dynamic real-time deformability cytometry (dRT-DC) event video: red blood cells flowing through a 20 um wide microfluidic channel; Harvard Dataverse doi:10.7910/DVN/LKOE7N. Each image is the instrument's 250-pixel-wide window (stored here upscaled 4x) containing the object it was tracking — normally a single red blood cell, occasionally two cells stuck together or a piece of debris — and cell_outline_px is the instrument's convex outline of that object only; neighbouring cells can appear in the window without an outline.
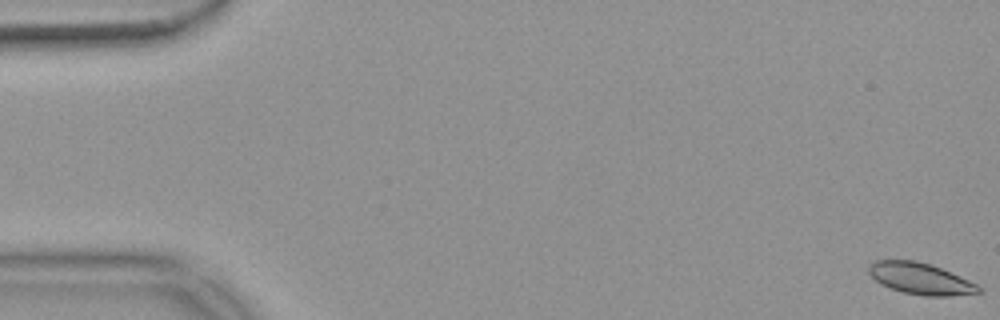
{"species": "common noctule bat (a hibernating species)", "species_latin": "Nyctalus noctula", "temperature_condition": "warm", "stored_images_in_passage": 56, "camera_frame_rate_fps": 3000, "um_per_image_px": 0.085, "animal": {"sex": "female", "body_mass_g": 18.4}, "frame": {"image": 1, "passage_image": 1, "time_ms": 0.0, "image_size_px": [1000, 320], "cell_outline_px": [[984, 292], [948, 296], [924, 296], [904, 292], [880, 284], [868, 272], [868, 264], [876, 260], [916, 260], [932, 264], [968, 280], [984, 288]], "centroid_in_image_um": [78.25, 23.68], "position_along_channel_um": 6.7, "area_um2": 20.17}}
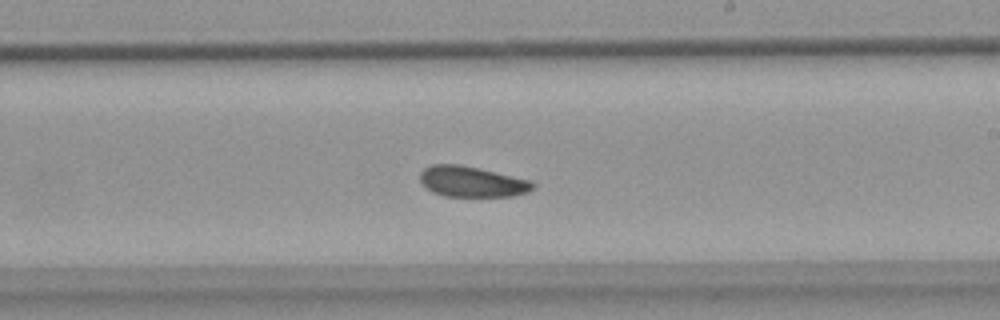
{"frame": {"image": 2, "passage_image": 33, "time_ms": 10.667, "image_size_px": [1000, 320], "cell_outline_px": [[536, 188], [528, 192], [512, 196], [444, 196], [432, 192], [420, 180], [420, 172], [424, 168], [432, 164], [460, 164], [532, 180], [536, 184]], "centroid_in_image_um": [40.15, 15.44], "position_along_channel_um": 248.8, "area_um2": 20.23}}
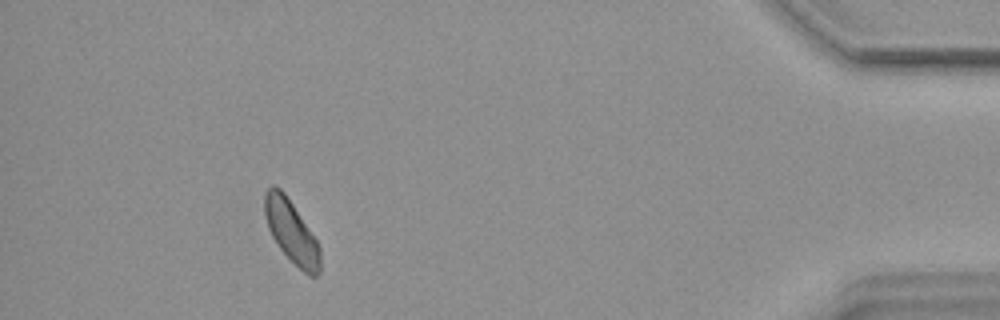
{"frame": {"image": 3, "passage_image": 51, "time_ms": 16.667, "image_size_px": [1000, 320], "cell_outline_px": [[320, 272], [316, 276], [308, 276], [280, 248], [272, 236], [268, 228], [264, 212], [264, 192], [272, 184], [276, 184], [284, 192], [316, 240], [320, 248]], "centroid_in_image_um": [24.75, 19.66], "position_along_channel_um": 410.5, "area_um2": 19.88}, "authors_computed_cell_mechanics": {"area_um2": 20.6635, "velocity_mm_per_s": 3.665, "shape_relaxation_time_tau1_ms": 5.0006, "shape_relaxation_time_tau2_ms": null, "deformation_change_tau1": 0.0825, "deformation_change_tau2": null}}